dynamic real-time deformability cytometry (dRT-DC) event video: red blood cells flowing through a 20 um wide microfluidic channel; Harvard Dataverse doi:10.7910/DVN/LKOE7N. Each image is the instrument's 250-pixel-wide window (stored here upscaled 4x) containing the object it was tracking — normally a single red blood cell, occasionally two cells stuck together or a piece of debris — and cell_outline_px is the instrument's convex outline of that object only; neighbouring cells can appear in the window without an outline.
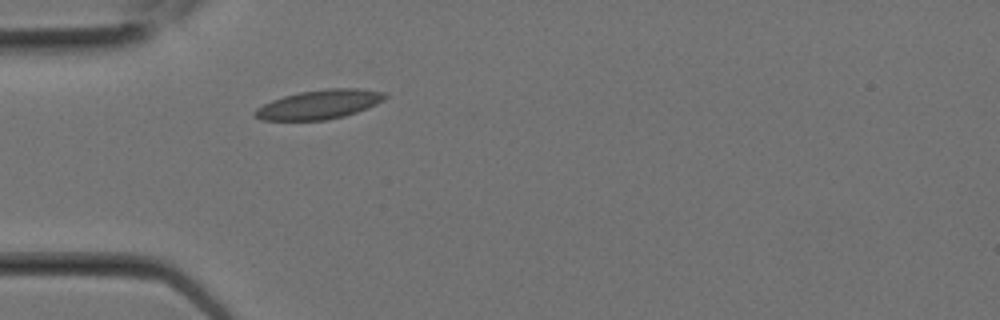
{"species": "Egyptian fruit bat (a non-hibernating species)", "species_latin": "Rousettus aegyptiacus", "temperature_condition": "room temperature", "stored_images_in_passage": 2, "camera_frame_rate_fps": 3000, "um_per_image_px": 0.085, "animal": {"sex": "female"}, "frame": {"image": 1, "passage_image": 2, "time_ms": 0.333, "image_size_px": [1000, 320], "cell_outline_px": [[388, 96], [384, 100], [368, 108], [344, 116], [324, 120], [260, 120], [252, 116], [252, 112], [256, 108], [272, 100], [284, 96], [300, 92], [324, 88], [356, 88], [388, 92]], "centroid_in_image_um": [27.14, 8.87], "position_along_channel_um": 57.9, "area_um2": 22.31}}